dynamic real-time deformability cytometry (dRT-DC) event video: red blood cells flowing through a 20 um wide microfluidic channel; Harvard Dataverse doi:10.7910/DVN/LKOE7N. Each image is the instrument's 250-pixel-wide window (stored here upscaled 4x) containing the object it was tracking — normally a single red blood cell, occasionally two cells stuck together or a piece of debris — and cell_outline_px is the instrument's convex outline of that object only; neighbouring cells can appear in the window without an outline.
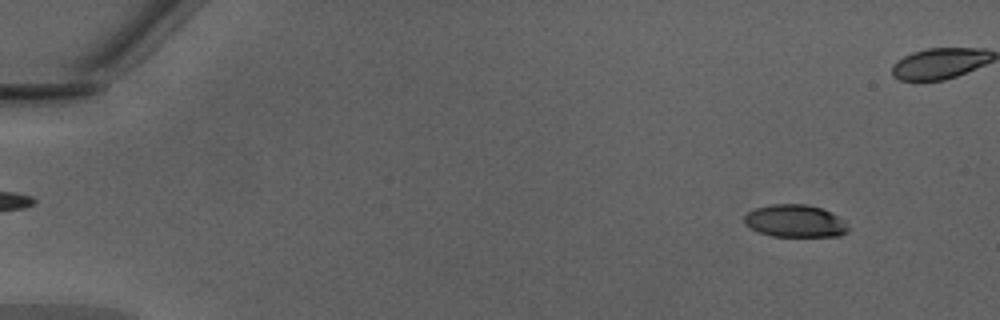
{"species": "Egyptian fruit bat (a non-hibernating species)", "species_latin": "Rousettus aegyptiacus", "temperature_condition": "warm", "stored_images_in_passage": 44, "camera_frame_rate_fps": 3000, "um_per_image_px": 0.085, "animal": {"sex": "male"}, "frame": {"image": 1, "passage_image": 5, "time_ms": 1.333, "image_size_px": [1000, 320], "cell_outline_px": [[848, 232], [840, 236], [772, 236], [760, 232], [744, 224], [744, 216], [748, 212], [756, 208], [772, 204], [804, 204], [820, 208], [844, 220], [848, 224]], "centroid_in_image_um": [67.58, 18.79], "position_along_channel_um": 17.4, "area_um2": 19.48}}
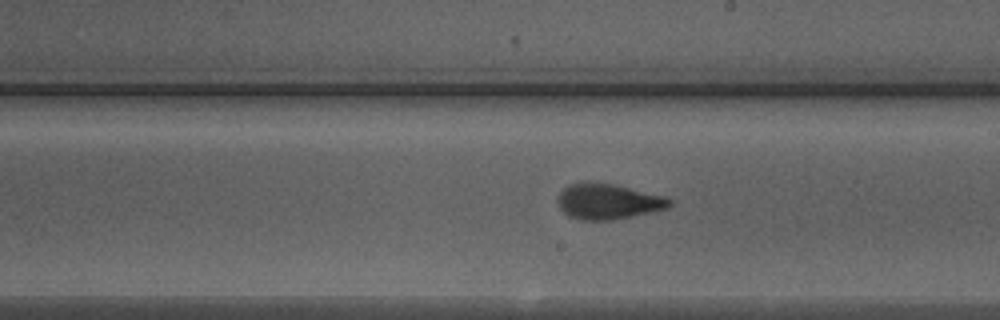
{"frame": {"image": 2, "passage_image": 29, "time_ms": 9.333, "image_size_px": [1000, 320], "cell_outline_px": [[672, 204], [668, 208], [652, 212], [612, 220], [580, 220], [568, 216], [560, 208], [556, 200], [556, 196], [568, 184], [580, 180], [612, 184], [664, 196], [672, 200]], "centroid_in_image_um": [51.63, 17.11], "position_along_channel_um": 237.4, "area_um2": 23.41}}
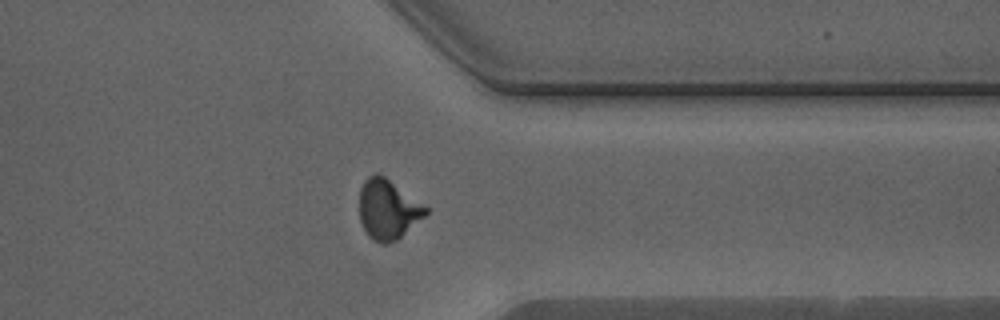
{"frame": {"image": 3, "passage_image": 39, "time_ms": 12.667, "image_size_px": [1000, 320], "cell_outline_px": [[428, 212], [424, 216], [396, 240], [388, 244], [380, 244], [372, 240], [368, 236], [360, 220], [360, 188], [364, 180], [368, 176], [376, 172], [380, 172], [428, 208]], "centroid_in_image_um": [32.94, 17.78], "position_along_channel_um": 378.5, "area_um2": 23.06}}